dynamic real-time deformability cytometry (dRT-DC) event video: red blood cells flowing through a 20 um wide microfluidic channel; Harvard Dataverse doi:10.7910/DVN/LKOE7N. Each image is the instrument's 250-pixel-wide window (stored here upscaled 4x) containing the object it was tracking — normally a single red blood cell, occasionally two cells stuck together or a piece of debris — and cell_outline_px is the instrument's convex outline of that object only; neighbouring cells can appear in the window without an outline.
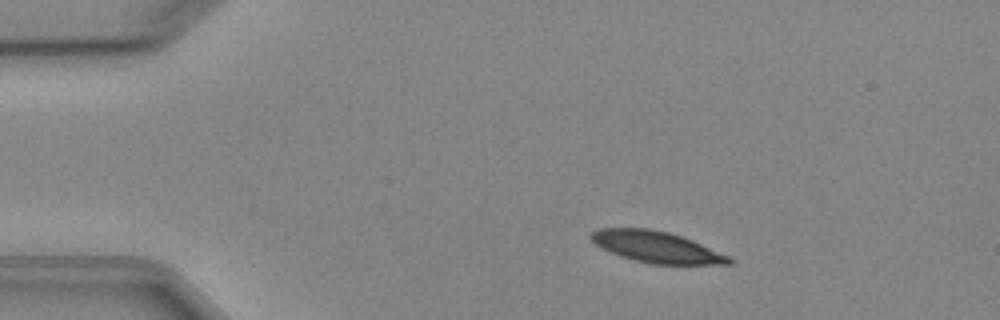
{"species": "Egyptian fruit bat (a non-hibernating species)", "species_latin": "Rousettus aegyptiacus", "temperature_condition": "cold", "stored_images_in_passage": 4, "camera_frame_rate_fps": 3000, "um_per_image_px": 0.085, "animal": {"sex": "female"}, "frame": {"image": 1, "passage_image": 3, "time_ms": 2.333, "image_size_px": [1000, 320], "cell_outline_px": [[736, 260], [732, 264], [652, 264], [632, 260], [620, 256], [596, 244], [588, 236], [592, 232], [600, 228], [648, 228], [668, 232], [692, 240], [732, 256]], "centroid_in_image_um": [55.87, 21.0], "position_along_channel_um": 29.1, "area_um2": 25.2}}